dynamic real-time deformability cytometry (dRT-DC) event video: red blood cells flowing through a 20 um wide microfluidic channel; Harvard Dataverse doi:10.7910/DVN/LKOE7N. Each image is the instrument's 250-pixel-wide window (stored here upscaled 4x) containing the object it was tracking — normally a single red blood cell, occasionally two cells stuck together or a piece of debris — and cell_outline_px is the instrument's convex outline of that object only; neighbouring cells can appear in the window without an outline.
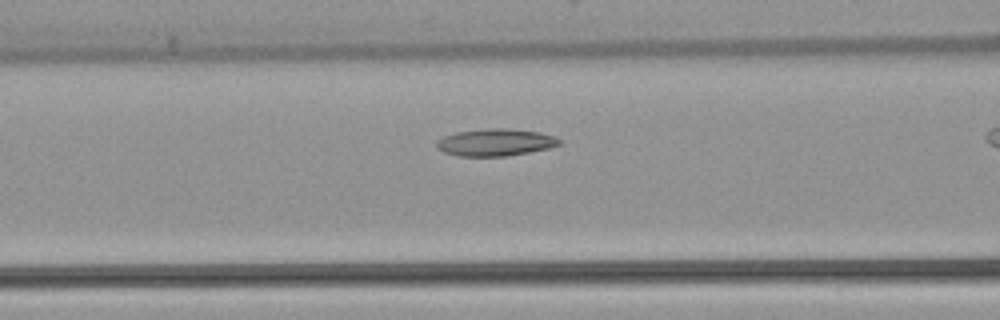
{"species": "common noctule bat (a hibernating species)", "species_latin": "Nyctalus noctula", "temperature_condition": "warm", "stored_images_in_passage": 33, "camera_frame_rate_fps": 3000, "um_per_image_px": 0.085, "animal": {"sex": "female", "body_mass_g": 22.7, "forearm_length_mm": 54.2}, "frame": {"image": 1, "passage_image": 13, "time_ms": 4.0, "image_size_px": [1000, 320], "cell_outline_px": [[560, 144], [548, 148], [508, 156], [460, 156], [444, 152], [436, 148], [436, 140], [444, 136], [456, 132], [484, 128], [508, 128], [540, 132], [556, 136], [560, 140]], "centroid_in_image_um": [42.09, 12.09], "position_along_channel_um": 124.5, "area_um2": 19.54}}
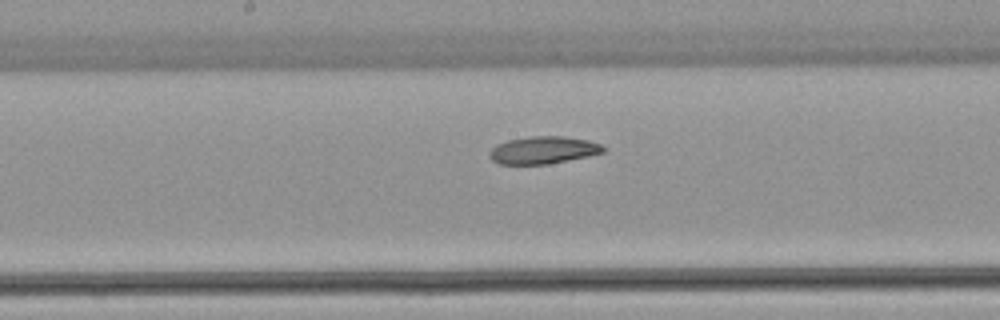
{"frame": {"image": 2, "passage_image": 19, "time_ms": 6.0, "image_size_px": [1000, 320], "cell_outline_px": [[604, 152], [588, 156], [548, 164], [500, 164], [492, 160], [488, 156], [488, 152], [496, 144], [508, 140], [528, 136], [564, 136], [588, 140], [600, 144], [604, 148]], "centroid_in_image_um": [46.13, 12.75], "position_along_channel_um": 202.1, "area_um2": 18.21}}
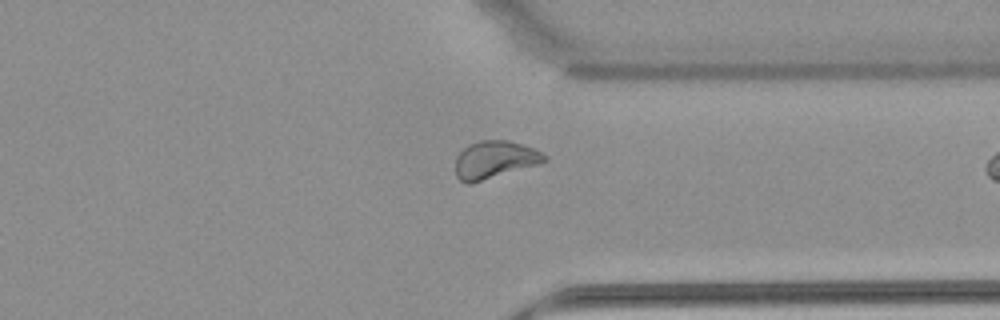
{"frame": {"image": 3, "passage_image": 32, "time_ms": 10.333, "image_size_px": [1000, 320], "cell_outline_px": [[548, 160], [540, 164], [468, 184], [460, 180], [456, 176], [456, 156], [468, 144], [480, 140], [508, 140], [532, 148], [548, 156]], "centroid_in_image_um": [42.04, 13.57], "position_along_channel_um": 369.4, "area_um2": 19.36}}